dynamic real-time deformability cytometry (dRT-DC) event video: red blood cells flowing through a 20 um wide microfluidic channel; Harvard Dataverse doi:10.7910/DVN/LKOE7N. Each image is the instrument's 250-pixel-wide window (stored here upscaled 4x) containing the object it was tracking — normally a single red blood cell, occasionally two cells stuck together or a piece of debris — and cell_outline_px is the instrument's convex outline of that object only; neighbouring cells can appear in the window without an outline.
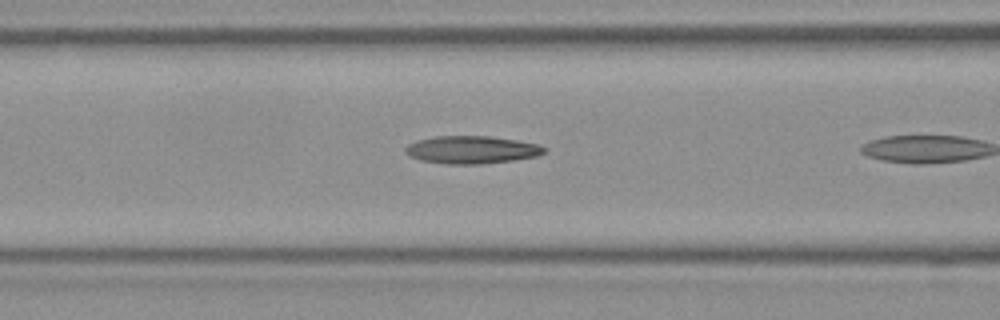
{"species": "Egyptian fruit bat (a non-hibernating species)", "species_latin": "Rousettus aegyptiacus", "temperature_condition": "room temperature", "stored_images_in_passage": 7, "camera_frame_rate_fps": 3000, "um_per_image_px": 0.085, "frame": {"image": 1, "passage_image": 6, "time_ms": 1.667, "image_size_px": [1000, 320], "cell_outline_px": [[544, 152], [536, 156], [512, 160], [480, 164], [444, 164], [420, 160], [408, 156], [404, 152], [404, 148], [408, 144], [416, 140], [436, 136], [488, 136], [516, 140], [536, 144], [544, 148]], "centroid_in_image_um": [39.99, 12.73], "position_along_channel_um": 126.6, "area_um2": 22.31}}